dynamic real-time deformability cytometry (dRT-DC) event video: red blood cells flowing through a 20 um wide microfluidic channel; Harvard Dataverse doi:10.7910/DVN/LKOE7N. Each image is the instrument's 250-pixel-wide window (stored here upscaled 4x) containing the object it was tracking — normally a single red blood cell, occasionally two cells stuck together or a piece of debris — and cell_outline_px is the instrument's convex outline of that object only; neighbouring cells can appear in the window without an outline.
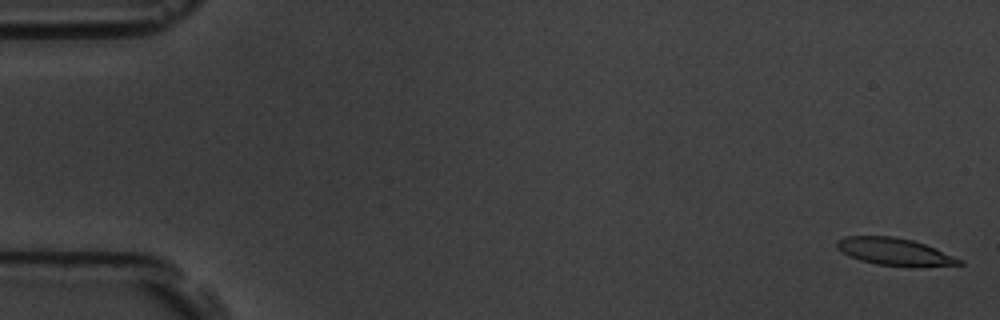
{"species": "common noctule bat (a hibernating species)", "species_latin": "Nyctalus noctula", "temperature_condition": "room temperature", "stored_images_in_passage": 8, "camera_frame_rate_fps": 3000, "um_per_image_px": 0.085, "animal": {"sex": "male", "body_mass_g": 19.5, "forearm_length_mm": 54.6}, "frame": {"image": 1, "passage_image": 1, "time_ms": 0.0, "image_size_px": [1000, 320], "cell_outline_px": [[964, 264], [876, 264], [860, 260], [848, 256], [836, 244], [836, 240], [844, 236], [892, 236], [912, 240], [924, 244], [964, 260]], "centroid_in_image_um": [75.95, 21.34], "position_along_channel_um": 9.1, "area_um2": 18.38}}
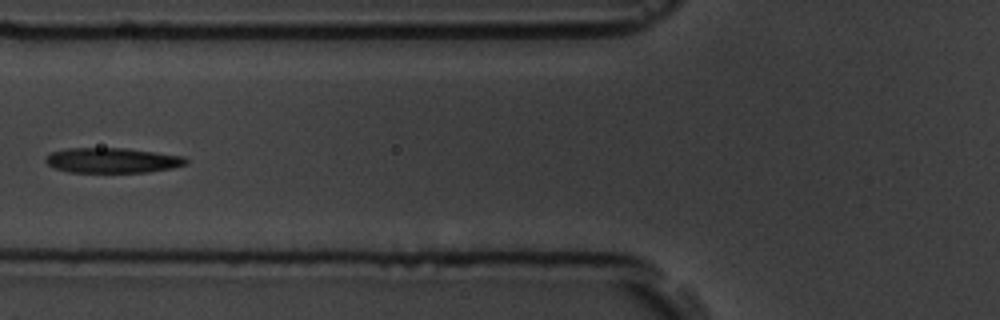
{"frame": {"image": 2, "passage_image": 7, "time_ms": 7.0, "image_size_px": [1000, 320], "cell_outline_px": [[188, 164], [172, 168], [148, 172], [68, 172], [56, 168], [48, 164], [44, 160], [52, 152], [64, 148], [128, 148], [184, 156], [188, 160]], "centroid_in_image_um": [9.58, 13.62], "position_along_channel_um": 116.2, "area_um2": 20.58}}
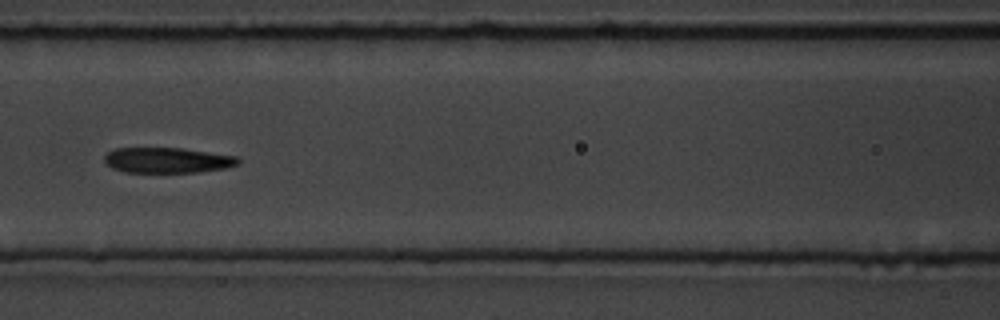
{"frame": {"image": 3, "passage_image": 8, "time_ms": 8.0, "image_size_px": [1000, 320], "cell_outline_px": [[240, 164], [224, 168], [200, 172], [124, 172], [112, 168], [104, 160], [104, 156], [108, 152], [116, 148], [184, 148], [236, 156], [240, 160]], "centroid_in_image_um": [14.24, 13.62], "position_along_channel_um": 152.4, "area_um2": 19.83}}